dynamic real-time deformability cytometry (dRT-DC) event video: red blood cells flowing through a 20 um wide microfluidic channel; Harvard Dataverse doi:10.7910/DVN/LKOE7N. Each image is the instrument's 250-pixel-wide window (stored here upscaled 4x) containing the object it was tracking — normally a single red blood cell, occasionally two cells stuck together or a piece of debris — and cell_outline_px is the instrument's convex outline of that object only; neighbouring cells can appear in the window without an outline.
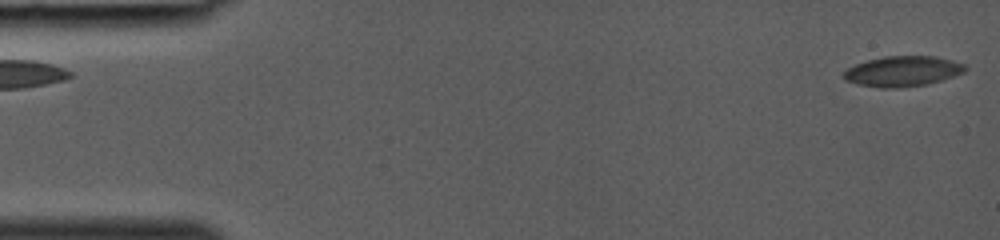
{"species": "common noctule bat (a hibernating species)", "species_latin": "Nyctalus noctula", "temperature_condition": "room temperature", "stored_images_in_passage": 38, "camera_frame_rate_fps": 3000, "um_per_image_px": 0.085, "animal": {"sex": "female", "body_mass_g": 19.0, "forearm_length_mm": 53.3}, "frame": {"image": 1, "passage_image": 1, "time_ms": 0.0, "image_size_px": [1000, 240], "cell_outline_px": [[968, 68], [964, 72], [928, 84], [900, 88], [880, 88], [856, 84], [844, 80], [844, 72], [848, 68], [856, 64], [868, 60], [884, 56], [936, 56], [952, 60], [964, 64]], "centroid_in_image_um": [76.72, 6.06], "position_along_channel_um": 8.3, "area_um2": 21.5}}
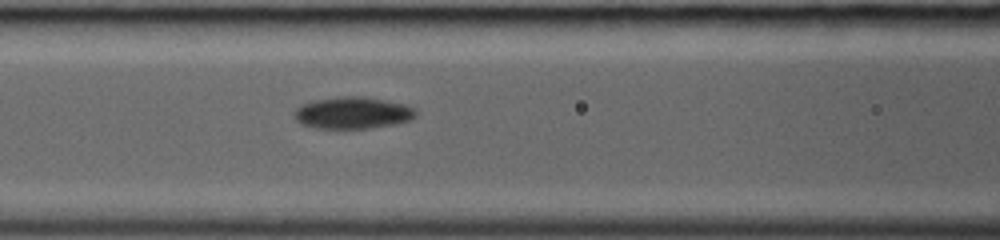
{"frame": {"image": 2, "passage_image": 17, "time_ms": 5.333, "image_size_px": [1000, 240], "cell_outline_px": [[416, 116], [412, 120], [396, 124], [368, 128], [312, 128], [300, 124], [292, 116], [292, 112], [300, 104], [312, 100], [344, 96], [364, 96], [404, 104], [416, 108]], "centroid_in_image_um": [29.94, 9.59], "position_along_channel_um": 136.7, "area_um2": 22.95}}
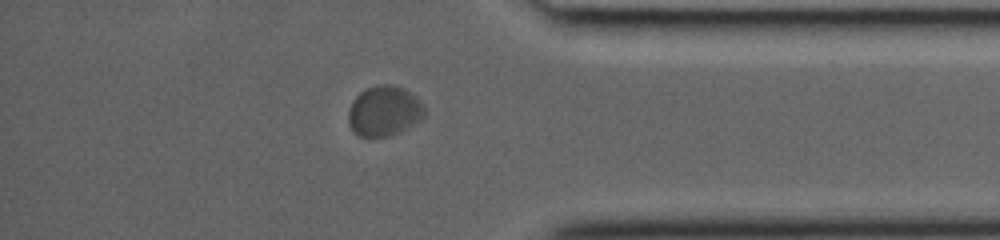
{"frame": {"image": 3, "passage_image": 33, "time_ms": 10.667, "image_size_px": [1000, 240], "cell_outline_px": [[424, 116], [420, 120], [400, 132], [388, 136], [356, 136], [348, 124], [348, 108], [352, 100], [360, 92], [376, 84], [392, 84], [404, 88], [416, 96], [424, 104]], "centroid_in_image_um": [32.64, 9.42], "position_along_channel_um": 402.6, "area_um2": 22.54}}